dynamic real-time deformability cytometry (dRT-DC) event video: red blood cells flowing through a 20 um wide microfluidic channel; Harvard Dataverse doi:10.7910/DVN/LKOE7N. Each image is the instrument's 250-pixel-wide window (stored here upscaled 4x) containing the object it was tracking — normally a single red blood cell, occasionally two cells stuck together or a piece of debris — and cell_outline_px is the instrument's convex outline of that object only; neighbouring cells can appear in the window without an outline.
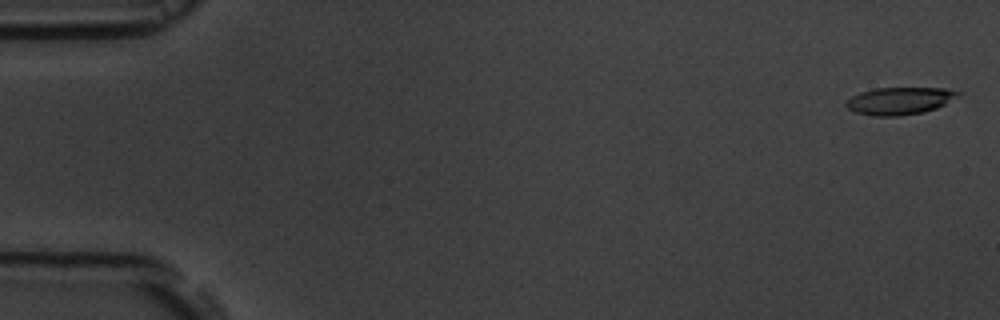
{"species": "common noctule bat (a hibernating species)", "species_latin": "Nyctalus noctula", "temperature_condition": "room temperature", "stored_images_in_passage": 56, "camera_frame_rate_fps": 3000, "um_per_image_px": 0.085, "animal": {"sex": "male", "body_mass_g": 19.5, "forearm_length_mm": 54.6}, "frame": {"image": 1, "passage_image": 2, "time_ms": 0.333, "image_size_px": [1000, 320], "cell_outline_px": [[960, 92], [944, 104], [936, 108], [924, 112], [896, 116], [872, 116], [856, 112], [848, 108], [844, 104], [852, 96], [860, 92], [876, 88], [944, 88]], "centroid_in_image_um": [76.4, 8.57], "position_along_channel_um": 8.6, "area_um2": 17.51}}
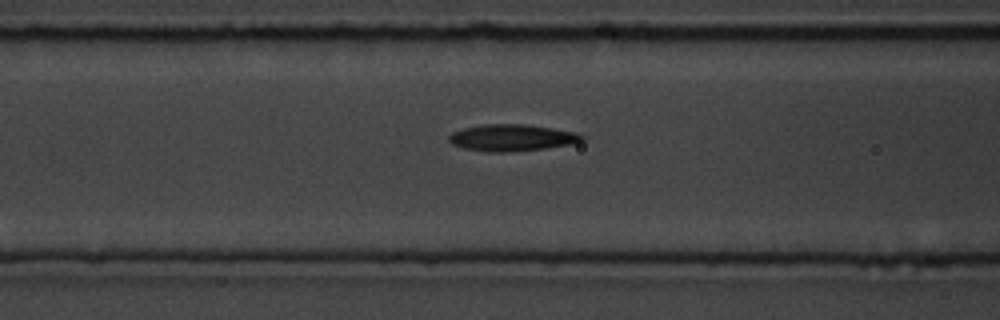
{"frame": {"image": 2, "passage_image": 23, "time_ms": 7.333, "image_size_px": [1000, 320], "cell_outline_px": [[584, 140], [572, 144], [544, 148], [512, 152], [488, 152], [464, 148], [452, 144], [448, 140], [448, 136], [452, 132], [464, 128], [484, 124], [524, 124], [552, 128], [576, 132], [584, 136]], "centroid_in_image_um": [43.5, 11.71], "position_along_channel_um": 123.1, "area_um2": 20.69}}
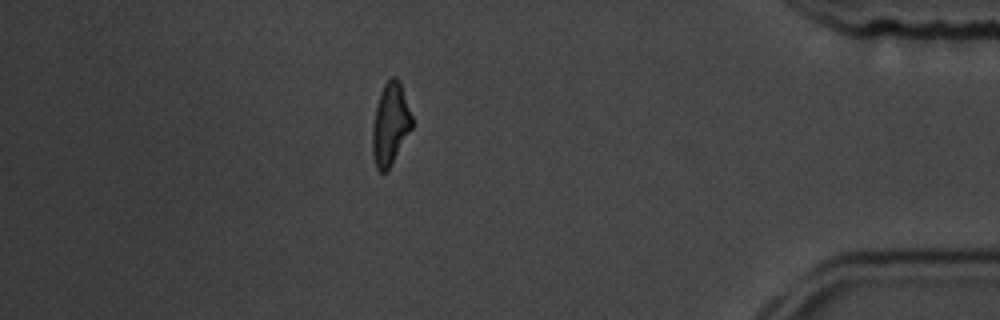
{"frame": {"image": 3, "passage_image": 49, "time_ms": 16.0, "image_size_px": [1000, 320], "cell_outline_px": [[412, 128], [392, 164], [384, 172], [380, 172], [376, 168], [372, 152], [372, 124], [376, 104], [380, 92], [384, 84], [392, 76], [396, 76], [400, 80], [412, 116]], "centroid_in_image_um": [33.16, 10.53], "position_along_channel_um": 402.0, "area_um2": 19.07}, "authors_computed_cell_mechanics": {"area_um2": 19.5075, "velocity_mm_per_s": 3.6936, "shape_relaxation_time_tau1_ms": 4.4014, "shape_relaxation_time_tau2_ms": 3.1073, "deformation_change_tau1": 0.1743, "deformation_change_tau2": 0.1164}}